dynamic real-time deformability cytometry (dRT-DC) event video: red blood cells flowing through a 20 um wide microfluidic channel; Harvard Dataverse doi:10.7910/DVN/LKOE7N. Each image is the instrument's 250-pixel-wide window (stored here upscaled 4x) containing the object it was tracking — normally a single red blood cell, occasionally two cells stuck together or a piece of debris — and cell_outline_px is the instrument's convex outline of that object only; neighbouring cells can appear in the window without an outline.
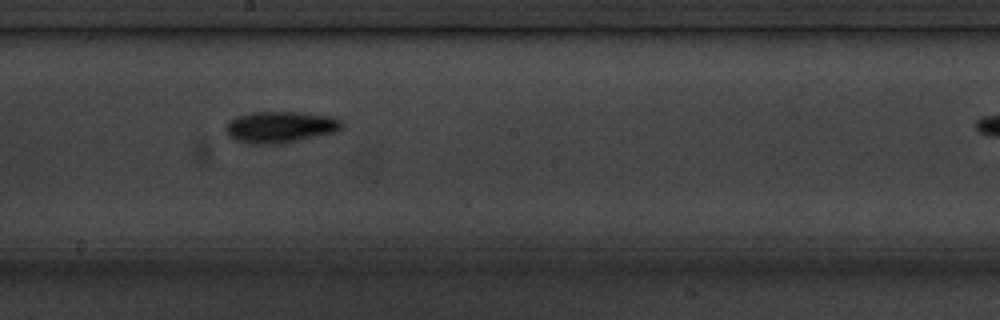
{"species": "common noctule bat (a hibernating species)", "species_latin": "Nyctalus noctula", "temperature_condition": "cold", "stored_images_in_passage": 7, "camera_frame_rate_fps": 3000, "um_per_image_px": 0.085, "animal": {"sex": "male", "body_mass_g": 20.1, "forearm_length_mm": 53.5}, "frame": {"image": 1, "passage_image": 5, "time_ms": 4.667, "image_size_px": [1000, 320], "cell_outline_px": [[344, 128], [336, 132], [284, 144], [256, 144], [236, 140], [228, 136], [224, 128], [224, 124], [228, 120], [236, 116], [252, 112], [300, 112], [336, 116], [344, 124]], "centroid_in_image_um": [23.85, 10.79], "position_along_channel_um": 224.4, "area_um2": 21.85}}